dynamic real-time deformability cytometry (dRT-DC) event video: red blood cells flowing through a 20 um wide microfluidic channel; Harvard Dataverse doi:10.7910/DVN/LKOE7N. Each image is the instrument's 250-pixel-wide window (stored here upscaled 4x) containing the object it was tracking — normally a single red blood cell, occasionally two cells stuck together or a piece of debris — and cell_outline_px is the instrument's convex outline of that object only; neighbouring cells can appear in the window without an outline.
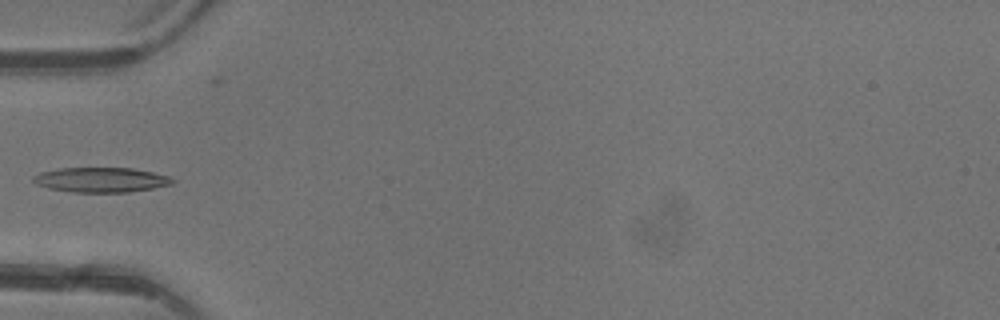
{"species": "common noctule bat (a hibernating species)", "species_latin": "Nyctalus noctula", "temperature_condition": "warm", "stored_images_in_passage": 4, "camera_frame_rate_fps": 3000, "um_per_image_px": 0.085, "animal": {"sex": "female"}, "frame": {"image": 1, "passage_image": 4, "time_ms": 4.0, "image_size_px": [1000, 320], "cell_outline_px": [[176, 180], [172, 184], [152, 188], [128, 192], [72, 192], [48, 188], [32, 180], [32, 176], [40, 172], [60, 168], [132, 168], [152, 172], [168, 176]], "centroid_in_image_um": [8.59, 15.28], "position_along_channel_um": 76.4, "area_um2": 20.0}}